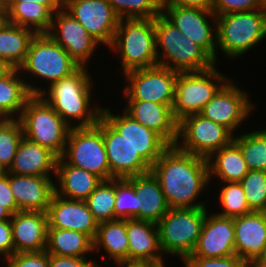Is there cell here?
Wrapping results in <instances>:
<instances>
[{
	"label": "cell",
	"instance_id": "obj_1",
	"mask_svg": "<svg viewBox=\"0 0 266 267\" xmlns=\"http://www.w3.org/2000/svg\"><path fill=\"white\" fill-rule=\"evenodd\" d=\"M170 208L207 207V201H199L208 186L207 158L184 152L170 145L151 166Z\"/></svg>",
	"mask_w": 266,
	"mask_h": 267
},
{
	"label": "cell",
	"instance_id": "obj_2",
	"mask_svg": "<svg viewBox=\"0 0 266 267\" xmlns=\"http://www.w3.org/2000/svg\"><path fill=\"white\" fill-rule=\"evenodd\" d=\"M88 69L80 67L72 75L51 83L39 94L71 128L96 125L101 117V105L92 104L95 82Z\"/></svg>",
	"mask_w": 266,
	"mask_h": 267
},
{
	"label": "cell",
	"instance_id": "obj_3",
	"mask_svg": "<svg viewBox=\"0 0 266 267\" xmlns=\"http://www.w3.org/2000/svg\"><path fill=\"white\" fill-rule=\"evenodd\" d=\"M80 67L48 34H36L31 40L24 63L18 69L24 81H29L25 82L30 93L39 95L44 88L42 85L34 84L36 82L31 80L33 77L36 78L35 80L39 78L40 82L44 80V84L45 81L48 82L49 86L55 81L72 75ZM25 76L30 78H24Z\"/></svg>",
	"mask_w": 266,
	"mask_h": 267
},
{
	"label": "cell",
	"instance_id": "obj_4",
	"mask_svg": "<svg viewBox=\"0 0 266 267\" xmlns=\"http://www.w3.org/2000/svg\"><path fill=\"white\" fill-rule=\"evenodd\" d=\"M266 38V8L216 16V64L219 51L235 60ZM219 50V51H217Z\"/></svg>",
	"mask_w": 266,
	"mask_h": 267
},
{
	"label": "cell",
	"instance_id": "obj_5",
	"mask_svg": "<svg viewBox=\"0 0 266 267\" xmlns=\"http://www.w3.org/2000/svg\"><path fill=\"white\" fill-rule=\"evenodd\" d=\"M158 65L177 72L209 69L215 61L197 44L186 38L162 13L154 18Z\"/></svg>",
	"mask_w": 266,
	"mask_h": 267
},
{
	"label": "cell",
	"instance_id": "obj_6",
	"mask_svg": "<svg viewBox=\"0 0 266 267\" xmlns=\"http://www.w3.org/2000/svg\"><path fill=\"white\" fill-rule=\"evenodd\" d=\"M109 49L119 55L122 74L158 65L154 18L120 19Z\"/></svg>",
	"mask_w": 266,
	"mask_h": 267
},
{
	"label": "cell",
	"instance_id": "obj_7",
	"mask_svg": "<svg viewBox=\"0 0 266 267\" xmlns=\"http://www.w3.org/2000/svg\"><path fill=\"white\" fill-rule=\"evenodd\" d=\"M207 207L170 208L156 223L159 245L164 257L168 254L179 257L182 261L194 251Z\"/></svg>",
	"mask_w": 266,
	"mask_h": 267
},
{
	"label": "cell",
	"instance_id": "obj_8",
	"mask_svg": "<svg viewBox=\"0 0 266 267\" xmlns=\"http://www.w3.org/2000/svg\"><path fill=\"white\" fill-rule=\"evenodd\" d=\"M19 119L25 138L62 156L71 127L39 95L26 102Z\"/></svg>",
	"mask_w": 266,
	"mask_h": 267
},
{
	"label": "cell",
	"instance_id": "obj_9",
	"mask_svg": "<svg viewBox=\"0 0 266 267\" xmlns=\"http://www.w3.org/2000/svg\"><path fill=\"white\" fill-rule=\"evenodd\" d=\"M230 79L218 65L202 71L179 72L175 82L172 106L177 121L191 114H198L218 90Z\"/></svg>",
	"mask_w": 266,
	"mask_h": 267
},
{
	"label": "cell",
	"instance_id": "obj_10",
	"mask_svg": "<svg viewBox=\"0 0 266 267\" xmlns=\"http://www.w3.org/2000/svg\"><path fill=\"white\" fill-rule=\"evenodd\" d=\"M61 158L102 180H110V167L102 137V116L96 125L71 128Z\"/></svg>",
	"mask_w": 266,
	"mask_h": 267
},
{
	"label": "cell",
	"instance_id": "obj_11",
	"mask_svg": "<svg viewBox=\"0 0 266 267\" xmlns=\"http://www.w3.org/2000/svg\"><path fill=\"white\" fill-rule=\"evenodd\" d=\"M233 138L227 128L198 113L178 121L175 146L184 152L208 158L213 152L228 146Z\"/></svg>",
	"mask_w": 266,
	"mask_h": 267
},
{
	"label": "cell",
	"instance_id": "obj_12",
	"mask_svg": "<svg viewBox=\"0 0 266 267\" xmlns=\"http://www.w3.org/2000/svg\"><path fill=\"white\" fill-rule=\"evenodd\" d=\"M178 73L161 65L125 73V88L122 90L125 101H150L173 106Z\"/></svg>",
	"mask_w": 266,
	"mask_h": 267
},
{
	"label": "cell",
	"instance_id": "obj_13",
	"mask_svg": "<svg viewBox=\"0 0 266 267\" xmlns=\"http://www.w3.org/2000/svg\"><path fill=\"white\" fill-rule=\"evenodd\" d=\"M236 85L234 79H229L199 113L204 118L224 126L233 135L254 113L256 106L248 91Z\"/></svg>",
	"mask_w": 266,
	"mask_h": 267
},
{
	"label": "cell",
	"instance_id": "obj_14",
	"mask_svg": "<svg viewBox=\"0 0 266 267\" xmlns=\"http://www.w3.org/2000/svg\"><path fill=\"white\" fill-rule=\"evenodd\" d=\"M161 13L216 63V15L212 10L161 6ZM211 20V21H209Z\"/></svg>",
	"mask_w": 266,
	"mask_h": 267
},
{
	"label": "cell",
	"instance_id": "obj_15",
	"mask_svg": "<svg viewBox=\"0 0 266 267\" xmlns=\"http://www.w3.org/2000/svg\"><path fill=\"white\" fill-rule=\"evenodd\" d=\"M64 9L101 45H112L120 18L108 0H64Z\"/></svg>",
	"mask_w": 266,
	"mask_h": 267
},
{
	"label": "cell",
	"instance_id": "obj_16",
	"mask_svg": "<svg viewBox=\"0 0 266 267\" xmlns=\"http://www.w3.org/2000/svg\"><path fill=\"white\" fill-rule=\"evenodd\" d=\"M121 113L114 114L107 107H102L101 110L102 118L152 166L170 145L159 134L141 125L124 110Z\"/></svg>",
	"mask_w": 266,
	"mask_h": 267
},
{
	"label": "cell",
	"instance_id": "obj_17",
	"mask_svg": "<svg viewBox=\"0 0 266 267\" xmlns=\"http://www.w3.org/2000/svg\"><path fill=\"white\" fill-rule=\"evenodd\" d=\"M81 67H87L100 43L64 8L54 13L47 33Z\"/></svg>",
	"mask_w": 266,
	"mask_h": 267
},
{
	"label": "cell",
	"instance_id": "obj_18",
	"mask_svg": "<svg viewBox=\"0 0 266 267\" xmlns=\"http://www.w3.org/2000/svg\"><path fill=\"white\" fill-rule=\"evenodd\" d=\"M236 255L234 218L207 213L197 245L188 257L219 258Z\"/></svg>",
	"mask_w": 266,
	"mask_h": 267
},
{
	"label": "cell",
	"instance_id": "obj_19",
	"mask_svg": "<svg viewBox=\"0 0 266 267\" xmlns=\"http://www.w3.org/2000/svg\"><path fill=\"white\" fill-rule=\"evenodd\" d=\"M102 137L110 167V179L151 171V166L102 118Z\"/></svg>",
	"mask_w": 266,
	"mask_h": 267
},
{
	"label": "cell",
	"instance_id": "obj_20",
	"mask_svg": "<svg viewBox=\"0 0 266 267\" xmlns=\"http://www.w3.org/2000/svg\"><path fill=\"white\" fill-rule=\"evenodd\" d=\"M46 214L48 228L79 231L92 240L96 236L99 223L86 201L66 199L54 193Z\"/></svg>",
	"mask_w": 266,
	"mask_h": 267
},
{
	"label": "cell",
	"instance_id": "obj_21",
	"mask_svg": "<svg viewBox=\"0 0 266 267\" xmlns=\"http://www.w3.org/2000/svg\"><path fill=\"white\" fill-rule=\"evenodd\" d=\"M236 255L247 264L259 261L266 247V212L234 217Z\"/></svg>",
	"mask_w": 266,
	"mask_h": 267
},
{
	"label": "cell",
	"instance_id": "obj_22",
	"mask_svg": "<svg viewBox=\"0 0 266 267\" xmlns=\"http://www.w3.org/2000/svg\"><path fill=\"white\" fill-rule=\"evenodd\" d=\"M14 253L46 250L47 214L42 211H18L11 218Z\"/></svg>",
	"mask_w": 266,
	"mask_h": 267
},
{
	"label": "cell",
	"instance_id": "obj_23",
	"mask_svg": "<svg viewBox=\"0 0 266 267\" xmlns=\"http://www.w3.org/2000/svg\"><path fill=\"white\" fill-rule=\"evenodd\" d=\"M53 176H26L10 173V189L18 211L45 212L55 193Z\"/></svg>",
	"mask_w": 266,
	"mask_h": 267
},
{
	"label": "cell",
	"instance_id": "obj_24",
	"mask_svg": "<svg viewBox=\"0 0 266 267\" xmlns=\"http://www.w3.org/2000/svg\"><path fill=\"white\" fill-rule=\"evenodd\" d=\"M124 111L141 125L159 134L169 145H175L178 121L172 106L150 101H126Z\"/></svg>",
	"mask_w": 266,
	"mask_h": 267
},
{
	"label": "cell",
	"instance_id": "obj_25",
	"mask_svg": "<svg viewBox=\"0 0 266 267\" xmlns=\"http://www.w3.org/2000/svg\"><path fill=\"white\" fill-rule=\"evenodd\" d=\"M128 260L150 261L165 267L157 225L140 219H126Z\"/></svg>",
	"mask_w": 266,
	"mask_h": 267
},
{
	"label": "cell",
	"instance_id": "obj_26",
	"mask_svg": "<svg viewBox=\"0 0 266 267\" xmlns=\"http://www.w3.org/2000/svg\"><path fill=\"white\" fill-rule=\"evenodd\" d=\"M58 157L48 148L23 137L8 173L26 176L56 175Z\"/></svg>",
	"mask_w": 266,
	"mask_h": 267
},
{
	"label": "cell",
	"instance_id": "obj_27",
	"mask_svg": "<svg viewBox=\"0 0 266 267\" xmlns=\"http://www.w3.org/2000/svg\"><path fill=\"white\" fill-rule=\"evenodd\" d=\"M127 179L138 195L139 213L134 218L156 224L170 209L157 177L149 171Z\"/></svg>",
	"mask_w": 266,
	"mask_h": 267
},
{
	"label": "cell",
	"instance_id": "obj_28",
	"mask_svg": "<svg viewBox=\"0 0 266 267\" xmlns=\"http://www.w3.org/2000/svg\"><path fill=\"white\" fill-rule=\"evenodd\" d=\"M55 193L63 198L85 201L102 182L97 175L66 163L61 157L56 162Z\"/></svg>",
	"mask_w": 266,
	"mask_h": 267
},
{
	"label": "cell",
	"instance_id": "obj_29",
	"mask_svg": "<svg viewBox=\"0 0 266 267\" xmlns=\"http://www.w3.org/2000/svg\"><path fill=\"white\" fill-rule=\"evenodd\" d=\"M210 183L214 178L224 182H240L249 172L240 148L232 141L207 158ZM213 178V179H212Z\"/></svg>",
	"mask_w": 266,
	"mask_h": 267
},
{
	"label": "cell",
	"instance_id": "obj_30",
	"mask_svg": "<svg viewBox=\"0 0 266 267\" xmlns=\"http://www.w3.org/2000/svg\"><path fill=\"white\" fill-rule=\"evenodd\" d=\"M101 249L105 251V261L109 258L114 263L128 260L126 219H115L98 224L97 233L93 240V251L98 253Z\"/></svg>",
	"mask_w": 266,
	"mask_h": 267
},
{
	"label": "cell",
	"instance_id": "obj_31",
	"mask_svg": "<svg viewBox=\"0 0 266 267\" xmlns=\"http://www.w3.org/2000/svg\"><path fill=\"white\" fill-rule=\"evenodd\" d=\"M35 35L34 31L4 19L0 24V59L12 68H19L25 61Z\"/></svg>",
	"mask_w": 266,
	"mask_h": 267
},
{
	"label": "cell",
	"instance_id": "obj_32",
	"mask_svg": "<svg viewBox=\"0 0 266 267\" xmlns=\"http://www.w3.org/2000/svg\"><path fill=\"white\" fill-rule=\"evenodd\" d=\"M32 96L19 69L12 68L0 77V119L19 118Z\"/></svg>",
	"mask_w": 266,
	"mask_h": 267
},
{
	"label": "cell",
	"instance_id": "obj_33",
	"mask_svg": "<svg viewBox=\"0 0 266 267\" xmlns=\"http://www.w3.org/2000/svg\"><path fill=\"white\" fill-rule=\"evenodd\" d=\"M46 252L60 256L87 257L94 253L93 240L79 231L48 228Z\"/></svg>",
	"mask_w": 266,
	"mask_h": 267
},
{
	"label": "cell",
	"instance_id": "obj_34",
	"mask_svg": "<svg viewBox=\"0 0 266 267\" xmlns=\"http://www.w3.org/2000/svg\"><path fill=\"white\" fill-rule=\"evenodd\" d=\"M4 13L5 20L9 23L28 28L36 34L49 32L54 15L47 6L38 3H11Z\"/></svg>",
	"mask_w": 266,
	"mask_h": 267
},
{
	"label": "cell",
	"instance_id": "obj_35",
	"mask_svg": "<svg viewBox=\"0 0 266 267\" xmlns=\"http://www.w3.org/2000/svg\"><path fill=\"white\" fill-rule=\"evenodd\" d=\"M249 170L266 171V128L234 135Z\"/></svg>",
	"mask_w": 266,
	"mask_h": 267
},
{
	"label": "cell",
	"instance_id": "obj_36",
	"mask_svg": "<svg viewBox=\"0 0 266 267\" xmlns=\"http://www.w3.org/2000/svg\"><path fill=\"white\" fill-rule=\"evenodd\" d=\"M116 178L102 180L85 200L98 223L115 220Z\"/></svg>",
	"mask_w": 266,
	"mask_h": 267
},
{
	"label": "cell",
	"instance_id": "obj_37",
	"mask_svg": "<svg viewBox=\"0 0 266 267\" xmlns=\"http://www.w3.org/2000/svg\"><path fill=\"white\" fill-rule=\"evenodd\" d=\"M23 135L19 118L0 119V167L7 172L13 163Z\"/></svg>",
	"mask_w": 266,
	"mask_h": 267
},
{
	"label": "cell",
	"instance_id": "obj_38",
	"mask_svg": "<svg viewBox=\"0 0 266 267\" xmlns=\"http://www.w3.org/2000/svg\"><path fill=\"white\" fill-rule=\"evenodd\" d=\"M219 205L222 208L215 213L223 217H237L251 213L240 182H224L219 191Z\"/></svg>",
	"mask_w": 266,
	"mask_h": 267
},
{
	"label": "cell",
	"instance_id": "obj_39",
	"mask_svg": "<svg viewBox=\"0 0 266 267\" xmlns=\"http://www.w3.org/2000/svg\"><path fill=\"white\" fill-rule=\"evenodd\" d=\"M240 185L250 210L266 212V171L249 170Z\"/></svg>",
	"mask_w": 266,
	"mask_h": 267
},
{
	"label": "cell",
	"instance_id": "obj_40",
	"mask_svg": "<svg viewBox=\"0 0 266 267\" xmlns=\"http://www.w3.org/2000/svg\"><path fill=\"white\" fill-rule=\"evenodd\" d=\"M120 19L155 18L161 13V0H108Z\"/></svg>",
	"mask_w": 266,
	"mask_h": 267
},
{
	"label": "cell",
	"instance_id": "obj_41",
	"mask_svg": "<svg viewBox=\"0 0 266 267\" xmlns=\"http://www.w3.org/2000/svg\"><path fill=\"white\" fill-rule=\"evenodd\" d=\"M115 219L134 218L139 213L138 195L127 178H116Z\"/></svg>",
	"mask_w": 266,
	"mask_h": 267
},
{
	"label": "cell",
	"instance_id": "obj_42",
	"mask_svg": "<svg viewBox=\"0 0 266 267\" xmlns=\"http://www.w3.org/2000/svg\"><path fill=\"white\" fill-rule=\"evenodd\" d=\"M259 8H265L263 0H212L211 6V10L216 16Z\"/></svg>",
	"mask_w": 266,
	"mask_h": 267
},
{
	"label": "cell",
	"instance_id": "obj_43",
	"mask_svg": "<svg viewBox=\"0 0 266 267\" xmlns=\"http://www.w3.org/2000/svg\"><path fill=\"white\" fill-rule=\"evenodd\" d=\"M3 262L6 267H49V254L46 250L14 253Z\"/></svg>",
	"mask_w": 266,
	"mask_h": 267
},
{
	"label": "cell",
	"instance_id": "obj_44",
	"mask_svg": "<svg viewBox=\"0 0 266 267\" xmlns=\"http://www.w3.org/2000/svg\"><path fill=\"white\" fill-rule=\"evenodd\" d=\"M182 262L185 267H247L248 265L237 255L219 258L186 257Z\"/></svg>",
	"mask_w": 266,
	"mask_h": 267
},
{
	"label": "cell",
	"instance_id": "obj_45",
	"mask_svg": "<svg viewBox=\"0 0 266 267\" xmlns=\"http://www.w3.org/2000/svg\"><path fill=\"white\" fill-rule=\"evenodd\" d=\"M87 257H70L49 254V267H96L102 266L97 260Z\"/></svg>",
	"mask_w": 266,
	"mask_h": 267
},
{
	"label": "cell",
	"instance_id": "obj_46",
	"mask_svg": "<svg viewBox=\"0 0 266 267\" xmlns=\"http://www.w3.org/2000/svg\"><path fill=\"white\" fill-rule=\"evenodd\" d=\"M0 205L6 208L12 215L18 212L14 195L10 189V173L0 175Z\"/></svg>",
	"mask_w": 266,
	"mask_h": 267
},
{
	"label": "cell",
	"instance_id": "obj_47",
	"mask_svg": "<svg viewBox=\"0 0 266 267\" xmlns=\"http://www.w3.org/2000/svg\"><path fill=\"white\" fill-rule=\"evenodd\" d=\"M14 254L12 226L10 220L0 221V258L7 260Z\"/></svg>",
	"mask_w": 266,
	"mask_h": 267
},
{
	"label": "cell",
	"instance_id": "obj_48",
	"mask_svg": "<svg viewBox=\"0 0 266 267\" xmlns=\"http://www.w3.org/2000/svg\"><path fill=\"white\" fill-rule=\"evenodd\" d=\"M161 6H180L211 10L212 0H161Z\"/></svg>",
	"mask_w": 266,
	"mask_h": 267
},
{
	"label": "cell",
	"instance_id": "obj_49",
	"mask_svg": "<svg viewBox=\"0 0 266 267\" xmlns=\"http://www.w3.org/2000/svg\"><path fill=\"white\" fill-rule=\"evenodd\" d=\"M11 3L42 4L47 6L53 13L64 8V0H12Z\"/></svg>",
	"mask_w": 266,
	"mask_h": 267
},
{
	"label": "cell",
	"instance_id": "obj_50",
	"mask_svg": "<svg viewBox=\"0 0 266 267\" xmlns=\"http://www.w3.org/2000/svg\"><path fill=\"white\" fill-rule=\"evenodd\" d=\"M117 267H162L159 263L150 261L124 260L115 262Z\"/></svg>",
	"mask_w": 266,
	"mask_h": 267
},
{
	"label": "cell",
	"instance_id": "obj_51",
	"mask_svg": "<svg viewBox=\"0 0 266 267\" xmlns=\"http://www.w3.org/2000/svg\"><path fill=\"white\" fill-rule=\"evenodd\" d=\"M12 214L0 205V221L11 220Z\"/></svg>",
	"mask_w": 266,
	"mask_h": 267
},
{
	"label": "cell",
	"instance_id": "obj_52",
	"mask_svg": "<svg viewBox=\"0 0 266 267\" xmlns=\"http://www.w3.org/2000/svg\"><path fill=\"white\" fill-rule=\"evenodd\" d=\"M12 69L4 60L0 59V77L4 76Z\"/></svg>",
	"mask_w": 266,
	"mask_h": 267
},
{
	"label": "cell",
	"instance_id": "obj_53",
	"mask_svg": "<svg viewBox=\"0 0 266 267\" xmlns=\"http://www.w3.org/2000/svg\"><path fill=\"white\" fill-rule=\"evenodd\" d=\"M247 267H266V263H262L260 261H254V262L248 263Z\"/></svg>",
	"mask_w": 266,
	"mask_h": 267
},
{
	"label": "cell",
	"instance_id": "obj_54",
	"mask_svg": "<svg viewBox=\"0 0 266 267\" xmlns=\"http://www.w3.org/2000/svg\"><path fill=\"white\" fill-rule=\"evenodd\" d=\"M12 0H0V7L5 10L10 4Z\"/></svg>",
	"mask_w": 266,
	"mask_h": 267
},
{
	"label": "cell",
	"instance_id": "obj_55",
	"mask_svg": "<svg viewBox=\"0 0 266 267\" xmlns=\"http://www.w3.org/2000/svg\"><path fill=\"white\" fill-rule=\"evenodd\" d=\"M5 19V13L4 10L0 7V24Z\"/></svg>",
	"mask_w": 266,
	"mask_h": 267
},
{
	"label": "cell",
	"instance_id": "obj_56",
	"mask_svg": "<svg viewBox=\"0 0 266 267\" xmlns=\"http://www.w3.org/2000/svg\"><path fill=\"white\" fill-rule=\"evenodd\" d=\"M259 261L262 262V263H266V247H265V250H264L262 258Z\"/></svg>",
	"mask_w": 266,
	"mask_h": 267
},
{
	"label": "cell",
	"instance_id": "obj_57",
	"mask_svg": "<svg viewBox=\"0 0 266 267\" xmlns=\"http://www.w3.org/2000/svg\"><path fill=\"white\" fill-rule=\"evenodd\" d=\"M4 173L3 169L0 167V175Z\"/></svg>",
	"mask_w": 266,
	"mask_h": 267
},
{
	"label": "cell",
	"instance_id": "obj_58",
	"mask_svg": "<svg viewBox=\"0 0 266 267\" xmlns=\"http://www.w3.org/2000/svg\"><path fill=\"white\" fill-rule=\"evenodd\" d=\"M263 3H264V7L266 8V0H263Z\"/></svg>",
	"mask_w": 266,
	"mask_h": 267
}]
</instances>
